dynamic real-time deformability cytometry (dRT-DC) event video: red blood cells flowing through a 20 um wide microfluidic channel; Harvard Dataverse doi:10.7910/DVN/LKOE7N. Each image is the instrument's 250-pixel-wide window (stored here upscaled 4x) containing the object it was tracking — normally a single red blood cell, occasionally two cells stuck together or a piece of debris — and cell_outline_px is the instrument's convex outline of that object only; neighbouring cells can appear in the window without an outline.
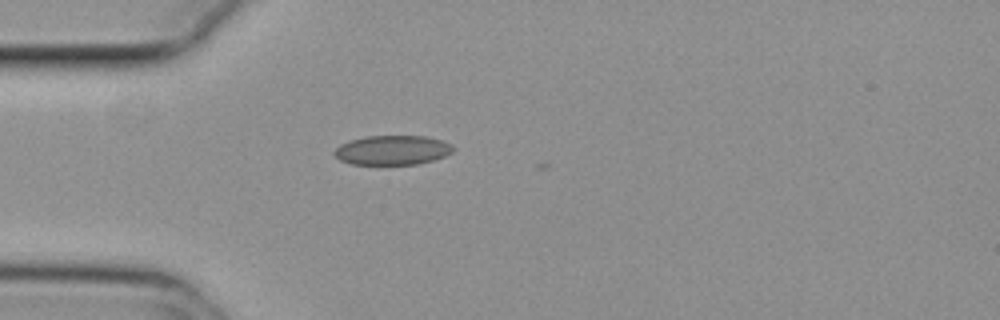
{"species": "common noctule bat (a hibernating species)", "species_latin": "Nyctalus noctula", "temperature_condition": "cold", "stored_images_in_passage": 4, "camera_frame_rate_fps": 3000, "um_per_image_px": 0.085, "animal": {"sex": "female", "body_mass_g": 29.2, "forearm_length_mm": 56.3}, "frame": {"image": 1, "passage_image": 2, "time_ms": 0.333, "image_size_px": [1000, 320], "cell_outline_px": [[456, 148], [452, 152], [444, 156], [420, 164], [352, 164], [340, 160], [332, 152], [340, 144], [348, 140], [364, 136], [424, 136], [440, 140], [452, 144]], "centroid_in_image_um": [33.34, 12.75], "position_along_channel_um": 51.7, "area_um2": 20.46}}